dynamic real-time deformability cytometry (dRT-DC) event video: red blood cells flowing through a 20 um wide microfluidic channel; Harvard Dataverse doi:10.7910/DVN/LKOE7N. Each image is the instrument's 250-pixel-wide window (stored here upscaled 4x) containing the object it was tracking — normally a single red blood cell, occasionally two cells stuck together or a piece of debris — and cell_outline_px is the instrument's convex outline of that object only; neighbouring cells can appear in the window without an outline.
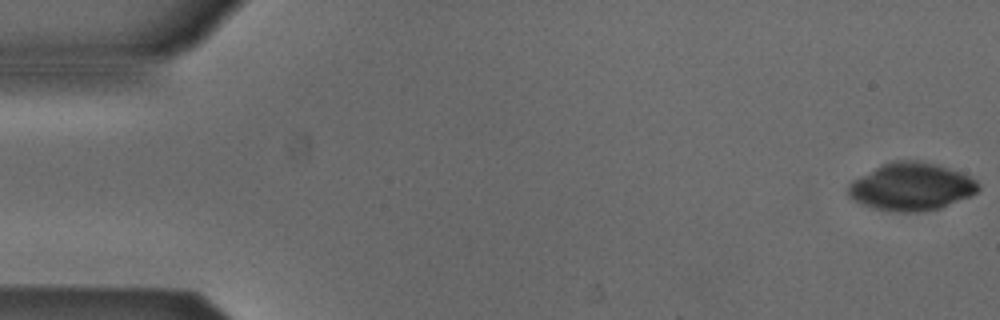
{"species": "Egyptian fruit bat (a non-hibernating species)", "species_latin": "Rousettus aegyptiacus", "temperature_condition": "cold", "stored_images_in_passage": 53, "camera_frame_rate_fps": 3000, "um_per_image_px": 0.085, "animal": {"sex": "male"}, "frame": {"image": 1, "passage_image": 1, "time_ms": 0.0, "image_size_px": [1000, 320], "cell_outline_px": [[980, 188], [976, 192], [968, 196], [940, 208], [924, 212], [892, 212], [876, 208], [864, 204], [848, 196], [848, 184], [852, 180], [884, 164], [896, 160], [916, 160], [936, 164], [960, 172], [976, 180], [980, 184]], "centroid_in_image_um": [77.47, 15.87], "position_along_channel_um": 7.5, "area_um2": 35.78}}
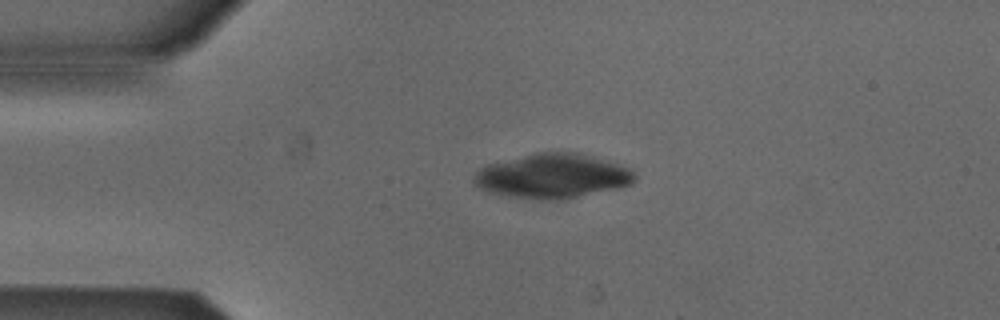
{"frame": {"image": 2, "passage_image": 12, "time_ms": 3.667, "image_size_px": [1000, 320], "cell_outline_px": [[636, 180], [632, 184], [620, 188], [560, 200], [540, 200], [508, 196], [492, 192], [480, 188], [472, 180], [476, 172], [480, 168], [488, 164], [540, 152], [576, 152], [632, 168], [636, 176]], "centroid_in_image_um": [47.01, 14.97], "position_along_channel_um": 38.0, "area_um2": 41.5}}
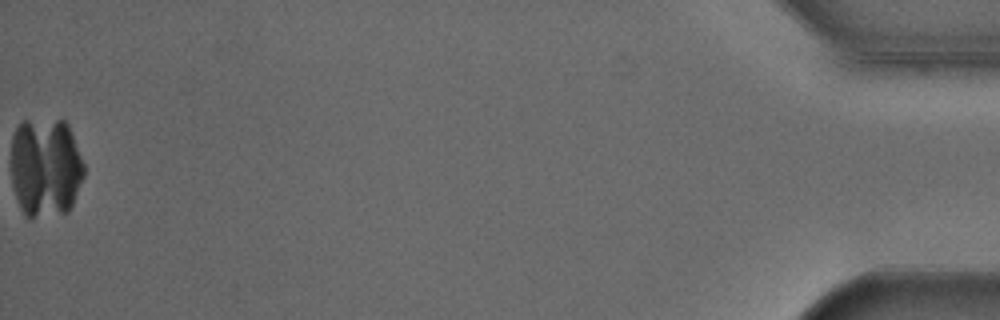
{"frame": {"image": 3, "passage_image": 53, "time_ms": 17.333, "image_size_px": [1000, 320], "cell_outline_px": [[84, 176], [72, 204], [68, 212], [32, 216], [24, 216], [20, 208], [12, 184], [12, 136], [16, 128], [24, 120], [64, 120], [68, 124], [84, 164]], "centroid_in_image_um": [3.87, 14.2], "position_along_channel_um": 431.3, "area_um2": 42.25}}